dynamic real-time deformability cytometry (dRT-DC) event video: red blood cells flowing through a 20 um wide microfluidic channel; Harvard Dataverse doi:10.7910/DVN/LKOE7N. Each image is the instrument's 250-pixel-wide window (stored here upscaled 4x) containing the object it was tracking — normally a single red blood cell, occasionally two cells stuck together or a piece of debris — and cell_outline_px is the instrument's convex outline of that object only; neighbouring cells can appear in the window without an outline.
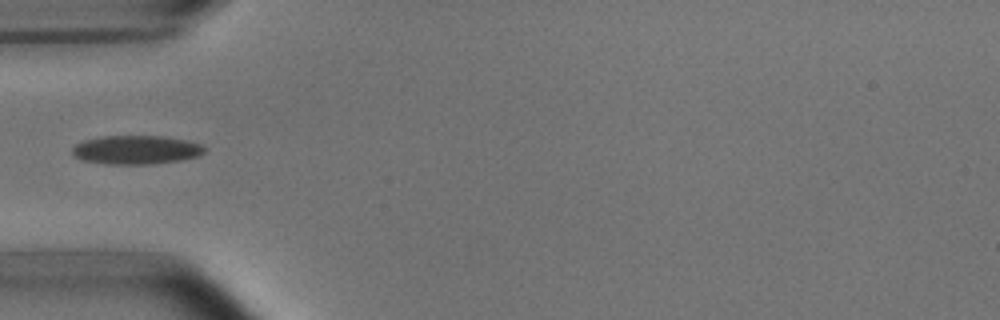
{"species": "common noctule bat (a hibernating species)", "species_latin": "Nyctalus noctula", "temperature_condition": "room temperature", "stored_images_in_passage": 6, "camera_frame_rate_fps": 3000, "um_per_image_px": 0.085, "animal": {"sex": "male", "body_mass_g": 15.6}, "frame": {"image": 1, "passage_image": 3, "time_ms": 2.333, "image_size_px": [1000, 320], "cell_outline_px": [[204, 152], [200, 156], [180, 160], [152, 164], [108, 164], [84, 160], [76, 156], [72, 152], [72, 148], [76, 144], [84, 140], [100, 136], [164, 136], [188, 140], [200, 144], [204, 148]], "centroid_in_image_um": [11.59, 12.73], "position_along_channel_um": 73.4, "area_um2": 22.14}}
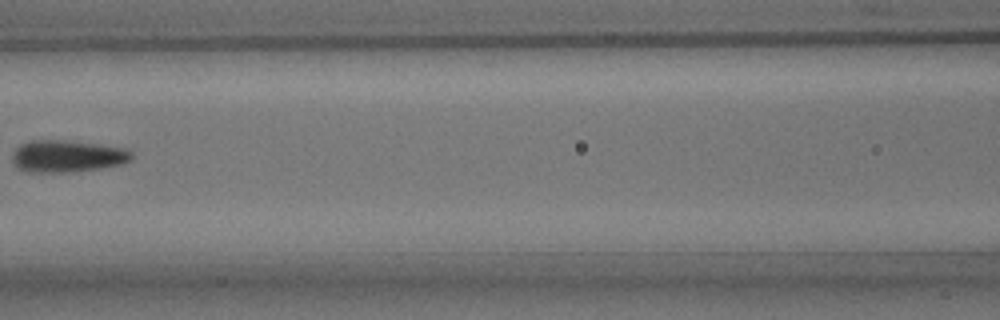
{"frame": {"image": 2, "passage_image": 5, "time_ms": 4.667, "image_size_px": [1000, 320], "cell_outline_px": [[132, 160], [124, 164], [100, 168], [72, 172], [24, 172], [16, 168], [12, 164], [12, 152], [20, 144], [28, 140], [64, 140], [96, 144], [124, 148], [132, 152]], "centroid_in_image_um": [5.66, 13.28], "position_along_channel_um": 160.9, "area_um2": 22.6}}
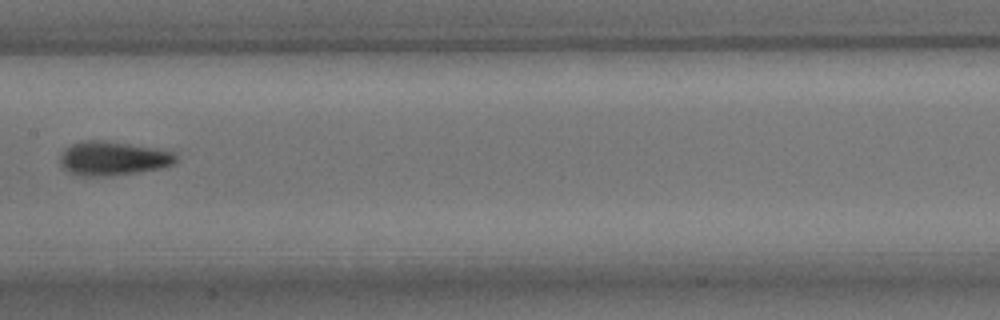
{"frame": {"image": 3, "passage_image": 6, "time_ms": 5.667, "image_size_px": [1000, 320], "cell_outline_px": [[176, 160], [172, 164], [164, 168], [112, 176], [84, 176], [68, 172], [60, 164], [60, 156], [64, 148], [72, 144], [84, 140], [104, 140], [156, 148], [172, 152], [176, 156]], "centroid_in_image_um": [9.58, 13.46], "position_along_channel_um": 197.8, "area_um2": 23.06}}